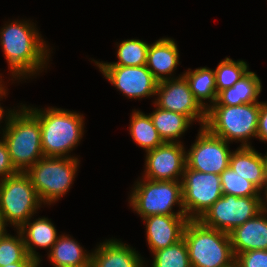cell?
<instances>
[{"instance_id": "obj_17", "label": "cell", "mask_w": 267, "mask_h": 267, "mask_svg": "<svg viewBox=\"0 0 267 267\" xmlns=\"http://www.w3.org/2000/svg\"><path fill=\"white\" fill-rule=\"evenodd\" d=\"M179 56L174 39L160 38L149 45L146 67L158 82L169 80L175 78L173 72L180 63Z\"/></svg>"}, {"instance_id": "obj_30", "label": "cell", "mask_w": 267, "mask_h": 267, "mask_svg": "<svg viewBox=\"0 0 267 267\" xmlns=\"http://www.w3.org/2000/svg\"><path fill=\"white\" fill-rule=\"evenodd\" d=\"M16 232V236L6 233L0 241V267L21 262L28 255L21 232Z\"/></svg>"}, {"instance_id": "obj_36", "label": "cell", "mask_w": 267, "mask_h": 267, "mask_svg": "<svg viewBox=\"0 0 267 267\" xmlns=\"http://www.w3.org/2000/svg\"><path fill=\"white\" fill-rule=\"evenodd\" d=\"M7 224L4 222L3 218L0 216V241L7 233L6 226Z\"/></svg>"}, {"instance_id": "obj_15", "label": "cell", "mask_w": 267, "mask_h": 267, "mask_svg": "<svg viewBox=\"0 0 267 267\" xmlns=\"http://www.w3.org/2000/svg\"><path fill=\"white\" fill-rule=\"evenodd\" d=\"M142 219L151 253L180 241L189 221L186 215H152Z\"/></svg>"}, {"instance_id": "obj_28", "label": "cell", "mask_w": 267, "mask_h": 267, "mask_svg": "<svg viewBox=\"0 0 267 267\" xmlns=\"http://www.w3.org/2000/svg\"><path fill=\"white\" fill-rule=\"evenodd\" d=\"M223 194L237 197H263V193L249 180L244 179L232 168L228 167L220 174Z\"/></svg>"}, {"instance_id": "obj_33", "label": "cell", "mask_w": 267, "mask_h": 267, "mask_svg": "<svg viewBox=\"0 0 267 267\" xmlns=\"http://www.w3.org/2000/svg\"><path fill=\"white\" fill-rule=\"evenodd\" d=\"M257 139L267 142V101L260 102V112L257 126Z\"/></svg>"}, {"instance_id": "obj_20", "label": "cell", "mask_w": 267, "mask_h": 267, "mask_svg": "<svg viewBox=\"0 0 267 267\" xmlns=\"http://www.w3.org/2000/svg\"><path fill=\"white\" fill-rule=\"evenodd\" d=\"M18 230L22 234L27 254L35 261L41 259L35 250L36 247L50 251L58 238L56 227L51 219L46 217L35 219L33 222L29 218Z\"/></svg>"}, {"instance_id": "obj_26", "label": "cell", "mask_w": 267, "mask_h": 267, "mask_svg": "<svg viewBox=\"0 0 267 267\" xmlns=\"http://www.w3.org/2000/svg\"><path fill=\"white\" fill-rule=\"evenodd\" d=\"M148 43L140 39L123 40L117 45V62L94 61L96 66H142L146 65Z\"/></svg>"}, {"instance_id": "obj_37", "label": "cell", "mask_w": 267, "mask_h": 267, "mask_svg": "<svg viewBox=\"0 0 267 267\" xmlns=\"http://www.w3.org/2000/svg\"><path fill=\"white\" fill-rule=\"evenodd\" d=\"M264 192V197H263V210L267 212V187L263 191Z\"/></svg>"}, {"instance_id": "obj_1", "label": "cell", "mask_w": 267, "mask_h": 267, "mask_svg": "<svg viewBox=\"0 0 267 267\" xmlns=\"http://www.w3.org/2000/svg\"><path fill=\"white\" fill-rule=\"evenodd\" d=\"M29 21L17 19L5 23L0 29V46L9 66L11 80L15 78L13 81L42 72L51 55L36 24Z\"/></svg>"}, {"instance_id": "obj_9", "label": "cell", "mask_w": 267, "mask_h": 267, "mask_svg": "<svg viewBox=\"0 0 267 267\" xmlns=\"http://www.w3.org/2000/svg\"><path fill=\"white\" fill-rule=\"evenodd\" d=\"M263 211V197H237L223 194L199 219L205 226L232 232Z\"/></svg>"}, {"instance_id": "obj_34", "label": "cell", "mask_w": 267, "mask_h": 267, "mask_svg": "<svg viewBox=\"0 0 267 267\" xmlns=\"http://www.w3.org/2000/svg\"><path fill=\"white\" fill-rule=\"evenodd\" d=\"M2 82L3 81L0 80V101H1V98L7 96L6 94H7V91H8L6 89L7 87L4 86V84ZM7 110L8 111H5V109H3V107H1V104H0V123L3 122L4 116L9 117V115L11 114V112H12L13 109H11V110L7 109ZM0 134H1V132H0Z\"/></svg>"}, {"instance_id": "obj_27", "label": "cell", "mask_w": 267, "mask_h": 267, "mask_svg": "<svg viewBox=\"0 0 267 267\" xmlns=\"http://www.w3.org/2000/svg\"><path fill=\"white\" fill-rule=\"evenodd\" d=\"M152 254L154 257L151 267H191L184 238Z\"/></svg>"}, {"instance_id": "obj_24", "label": "cell", "mask_w": 267, "mask_h": 267, "mask_svg": "<svg viewBox=\"0 0 267 267\" xmlns=\"http://www.w3.org/2000/svg\"><path fill=\"white\" fill-rule=\"evenodd\" d=\"M183 76L186 78L192 94L203 108L207 110L215 103L217 90L214 69L200 67L191 70L188 68ZM207 99L210 104L204 101Z\"/></svg>"}, {"instance_id": "obj_39", "label": "cell", "mask_w": 267, "mask_h": 267, "mask_svg": "<svg viewBox=\"0 0 267 267\" xmlns=\"http://www.w3.org/2000/svg\"><path fill=\"white\" fill-rule=\"evenodd\" d=\"M41 259L40 260H37L36 262H35V265H34V267H40V263H41ZM55 267V266H54Z\"/></svg>"}, {"instance_id": "obj_31", "label": "cell", "mask_w": 267, "mask_h": 267, "mask_svg": "<svg viewBox=\"0 0 267 267\" xmlns=\"http://www.w3.org/2000/svg\"><path fill=\"white\" fill-rule=\"evenodd\" d=\"M235 267H267V250H250L237 254Z\"/></svg>"}, {"instance_id": "obj_22", "label": "cell", "mask_w": 267, "mask_h": 267, "mask_svg": "<svg viewBox=\"0 0 267 267\" xmlns=\"http://www.w3.org/2000/svg\"><path fill=\"white\" fill-rule=\"evenodd\" d=\"M69 235H59L52 249L47 253L48 259L55 267H91V254Z\"/></svg>"}, {"instance_id": "obj_10", "label": "cell", "mask_w": 267, "mask_h": 267, "mask_svg": "<svg viewBox=\"0 0 267 267\" xmlns=\"http://www.w3.org/2000/svg\"><path fill=\"white\" fill-rule=\"evenodd\" d=\"M181 182L183 208L189 220H199L223 195L218 174L203 173L185 166Z\"/></svg>"}, {"instance_id": "obj_18", "label": "cell", "mask_w": 267, "mask_h": 267, "mask_svg": "<svg viewBox=\"0 0 267 267\" xmlns=\"http://www.w3.org/2000/svg\"><path fill=\"white\" fill-rule=\"evenodd\" d=\"M234 256L250 250H267V212L247 220L229 233Z\"/></svg>"}, {"instance_id": "obj_14", "label": "cell", "mask_w": 267, "mask_h": 267, "mask_svg": "<svg viewBox=\"0 0 267 267\" xmlns=\"http://www.w3.org/2000/svg\"><path fill=\"white\" fill-rule=\"evenodd\" d=\"M97 67L105 79L127 98L139 100L156 96L158 81L146 65Z\"/></svg>"}, {"instance_id": "obj_12", "label": "cell", "mask_w": 267, "mask_h": 267, "mask_svg": "<svg viewBox=\"0 0 267 267\" xmlns=\"http://www.w3.org/2000/svg\"><path fill=\"white\" fill-rule=\"evenodd\" d=\"M154 106L161 109L178 112L187 116L192 122L197 120L200 127L206 122V109L203 108L192 94L189 84L183 74L176 78L158 82Z\"/></svg>"}, {"instance_id": "obj_23", "label": "cell", "mask_w": 267, "mask_h": 267, "mask_svg": "<svg viewBox=\"0 0 267 267\" xmlns=\"http://www.w3.org/2000/svg\"><path fill=\"white\" fill-rule=\"evenodd\" d=\"M149 115L164 142H181L178 138H181L193 123L187 116L181 113L167 111L157 106Z\"/></svg>"}, {"instance_id": "obj_7", "label": "cell", "mask_w": 267, "mask_h": 267, "mask_svg": "<svg viewBox=\"0 0 267 267\" xmlns=\"http://www.w3.org/2000/svg\"><path fill=\"white\" fill-rule=\"evenodd\" d=\"M129 196V204L141 218L152 215H185L181 181L138 179ZM175 205L180 210L173 211Z\"/></svg>"}, {"instance_id": "obj_25", "label": "cell", "mask_w": 267, "mask_h": 267, "mask_svg": "<svg viewBox=\"0 0 267 267\" xmlns=\"http://www.w3.org/2000/svg\"><path fill=\"white\" fill-rule=\"evenodd\" d=\"M129 134L133 141L146 151L152 150L164 143L156 130L150 115L140 110H133L129 124Z\"/></svg>"}, {"instance_id": "obj_38", "label": "cell", "mask_w": 267, "mask_h": 267, "mask_svg": "<svg viewBox=\"0 0 267 267\" xmlns=\"http://www.w3.org/2000/svg\"><path fill=\"white\" fill-rule=\"evenodd\" d=\"M264 159H265V166H266V177H267V152L266 155L264 154Z\"/></svg>"}, {"instance_id": "obj_8", "label": "cell", "mask_w": 267, "mask_h": 267, "mask_svg": "<svg viewBox=\"0 0 267 267\" xmlns=\"http://www.w3.org/2000/svg\"><path fill=\"white\" fill-rule=\"evenodd\" d=\"M40 201L26 172H17L0 180V216L19 229L40 209Z\"/></svg>"}, {"instance_id": "obj_13", "label": "cell", "mask_w": 267, "mask_h": 267, "mask_svg": "<svg viewBox=\"0 0 267 267\" xmlns=\"http://www.w3.org/2000/svg\"><path fill=\"white\" fill-rule=\"evenodd\" d=\"M185 149L183 142H164L146 151L142 177L153 181H182L186 166Z\"/></svg>"}, {"instance_id": "obj_19", "label": "cell", "mask_w": 267, "mask_h": 267, "mask_svg": "<svg viewBox=\"0 0 267 267\" xmlns=\"http://www.w3.org/2000/svg\"><path fill=\"white\" fill-rule=\"evenodd\" d=\"M229 167L244 179L252 182L261 192L267 187L265 159L253 146L232 150Z\"/></svg>"}, {"instance_id": "obj_4", "label": "cell", "mask_w": 267, "mask_h": 267, "mask_svg": "<svg viewBox=\"0 0 267 267\" xmlns=\"http://www.w3.org/2000/svg\"><path fill=\"white\" fill-rule=\"evenodd\" d=\"M183 238L191 267H235V256L228 233L205 226L199 220H189Z\"/></svg>"}, {"instance_id": "obj_6", "label": "cell", "mask_w": 267, "mask_h": 267, "mask_svg": "<svg viewBox=\"0 0 267 267\" xmlns=\"http://www.w3.org/2000/svg\"><path fill=\"white\" fill-rule=\"evenodd\" d=\"M78 157H42L26 173L42 202L51 205L65 196L79 167Z\"/></svg>"}, {"instance_id": "obj_32", "label": "cell", "mask_w": 267, "mask_h": 267, "mask_svg": "<svg viewBox=\"0 0 267 267\" xmlns=\"http://www.w3.org/2000/svg\"><path fill=\"white\" fill-rule=\"evenodd\" d=\"M18 171L12 165L8 147L1 137L0 139V180L9 177Z\"/></svg>"}, {"instance_id": "obj_2", "label": "cell", "mask_w": 267, "mask_h": 267, "mask_svg": "<svg viewBox=\"0 0 267 267\" xmlns=\"http://www.w3.org/2000/svg\"><path fill=\"white\" fill-rule=\"evenodd\" d=\"M39 120L41 145L45 157H75L69 155L83 138L84 117L76 111L62 108L27 107ZM74 148V149H73Z\"/></svg>"}, {"instance_id": "obj_11", "label": "cell", "mask_w": 267, "mask_h": 267, "mask_svg": "<svg viewBox=\"0 0 267 267\" xmlns=\"http://www.w3.org/2000/svg\"><path fill=\"white\" fill-rule=\"evenodd\" d=\"M229 142L200 127L195 142L186 151V166L203 173L220 175L229 167L232 151Z\"/></svg>"}, {"instance_id": "obj_21", "label": "cell", "mask_w": 267, "mask_h": 267, "mask_svg": "<svg viewBox=\"0 0 267 267\" xmlns=\"http://www.w3.org/2000/svg\"><path fill=\"white\" fill-rule=\"evenodd\" d=\"M262 92L260 78L255 72L247 71L232 87L217 93L212 106H237L241 104L260 103L258 97Z\"/></svg>"}, {"instance_id": "obj_3", "label": "cell", "mask_w": 267, "mask_h": 267, "mask_svg": "<svg viewBox=\"0 0 267 267\" xmlns=\"http://www.w3.org/2000/svg\"><path fill=\"white\" fill-rule=\"evenodd\" d=\"M5 117L2 138L5 141L12 165L19 172H26L39 159L44 157L41 145V127L38 118L20 105Z\"/></svg>"}, {"instance_id": "obj_16", "label": "cell", "mask_w": 267, "mask_h": 267, "mask_svg": "<svg viewBox=\"0 0 267 267\" xmlns=\"http://www.w3.org/2000/svg\"><path fill=\"white\" fill-rule=\"evenodd\" d=\"M135 248L120 240L108 239L91 254V267H147Z\"/></svg>"}, {"instance_id": "obj_29", "label": "cell", "mask_w": 267, "mask_h": 267, "mask_svg": "<svg viewBox=\"0 0 267 267\" xmlns=\"http://www.w3.org/2000/svg\"><path fill=\"white\" fill-rule=\"evenodd\" d=\"M248 65L244 60L235 61L230 57L221 60L214 70L217 93L232 87L249 70Z\"/></svg>"}, {"instance_id": "obj_35", "label": "cell", "mask_w": 267, "mask_h": 267, "mask_svg": "<svg viewBox=\"0 0 267 267\" xmlns=\"http://www.w3.org/2000/svg\"><path fill=\"white\" fill-rule=\"evenodd\" d=\"M35 260L27 255L21 262L11 263L4 267H34Z\"/></svg>"}, {"instance_id": "obj_5", "label": "cell", "mask_w": 267, "mask_h": 267, "mask_svg": "<svg viewBox=\"0 0 267 267\" xmlns=\"http://www.w3.org/2000/svg\"><path fill=\"white\" fill-rule=\"evenodd\" d=\"M260 103L237 106H211L206 110L204 127L226 142L240 141L241 147L251 146L250 139H257Z\"/></svg>"}]
</instances>
